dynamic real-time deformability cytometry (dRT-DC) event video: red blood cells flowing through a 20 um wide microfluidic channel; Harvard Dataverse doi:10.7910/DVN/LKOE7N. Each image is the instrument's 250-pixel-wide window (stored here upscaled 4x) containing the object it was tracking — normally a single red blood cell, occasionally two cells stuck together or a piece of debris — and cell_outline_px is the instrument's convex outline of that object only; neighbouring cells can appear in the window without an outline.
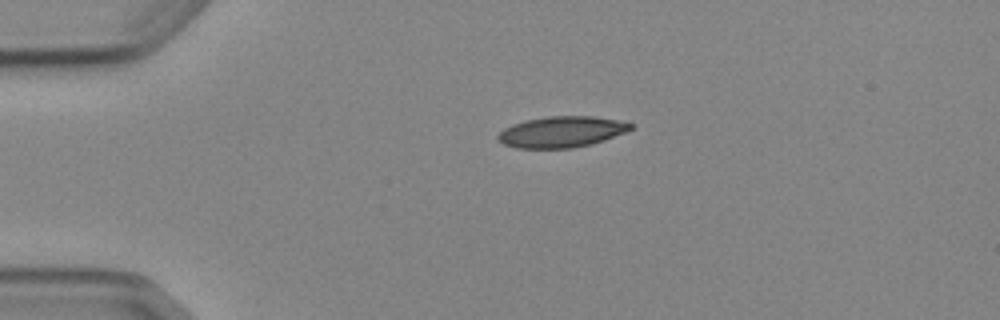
{"species": "Egyptian fruit bat (a non-hibernating species)", "species_latin": "Rousettus aegyptiacus", "temperature_condition": "cold", "stored_images_in_passage": 2, "camera_frame_rate_fps": 3000, "um_per_image_px": 0.085, "animal": {"sex": "female"}, "frame": {"image": 1, "passage_image": 1, "time_ms": 0.0, "image_size_px": [1000, 320], "cell_outline_px": [[632, 128], [624, 132], [604, 140], [592, 144], [572, 148], [516, 148], [504, 144], [496, 140], [496, 136], [504, 128], [528, 120], [548, 116], [592, 116], [616, 120], [632, 124]], "centroid_in_image_um": [47.7, 11.22], "position_along_channel_um": 37.3, "area_um2": 23.7}}